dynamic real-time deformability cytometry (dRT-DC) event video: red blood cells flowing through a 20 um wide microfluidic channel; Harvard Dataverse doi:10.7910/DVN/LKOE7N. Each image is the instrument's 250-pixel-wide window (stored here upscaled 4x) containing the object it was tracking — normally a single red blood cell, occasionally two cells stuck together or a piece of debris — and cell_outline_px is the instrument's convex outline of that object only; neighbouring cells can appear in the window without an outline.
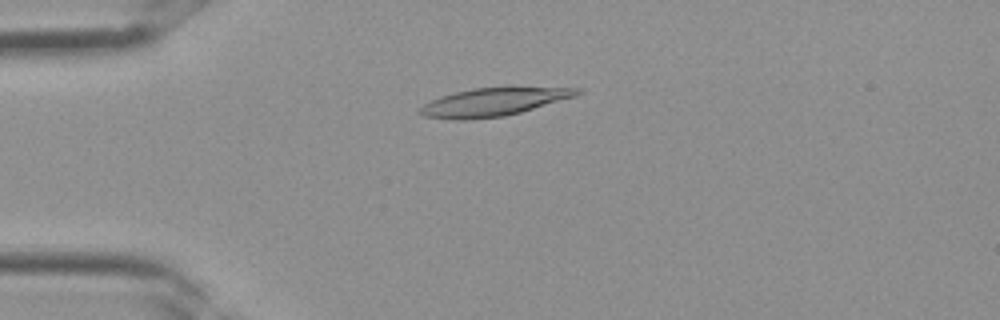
{"species": "Egyptian fruit bat (a non-hibernating species)", "species_latin": "Rousettus aegyptiacus", "temperature_condition": "room temperature", "stored_images_in_passage": 3, "camera_frame_rate_fps": 3000, "um_per_image_px": 0.085, "frame": {"image": 1, "passage_image": 3, "time_ms": 0.667, "image_size_px": [1000, 320], "cell_outline_px": [[584, 92], [576, 96], [520, 112], [504, 116], [464, 120], [452, 120], [424, 116], [416, 112], [424, 104], [440, 96], [472, 88], [580, 88]], "centroid_in_image_um": [41.89, 8.68], "position_along_channel_um": 43.1, "area_um2": 25.32}}